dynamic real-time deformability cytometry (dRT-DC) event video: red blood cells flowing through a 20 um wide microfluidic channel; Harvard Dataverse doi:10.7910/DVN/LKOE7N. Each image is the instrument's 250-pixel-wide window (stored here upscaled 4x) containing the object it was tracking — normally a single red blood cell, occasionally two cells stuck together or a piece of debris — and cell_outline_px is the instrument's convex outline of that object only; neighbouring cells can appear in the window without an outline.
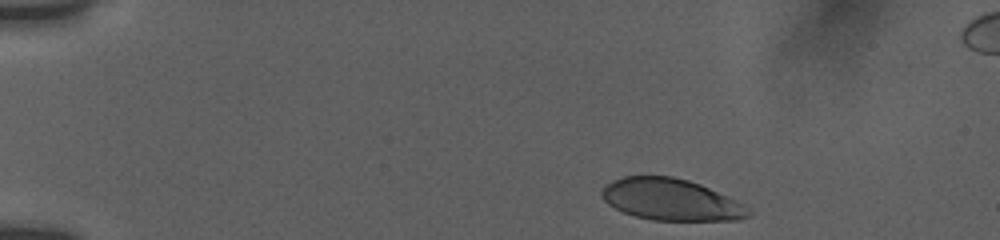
{"species": "human", "species_latin": "Homo sapiens", "temperature_condition": "room temperature", "stored_images_in_passage": 8, "camera_frame_rate_fps": 3000, "um_per_image_px": 0.085, "donor": {"sex": "female"}, "frame": {"image": 1, "passage_image": 1, "time_ms": 0.0, "image_size_px": [1000, 240], "cell_outline_px": [[752, 216], [736, 220], [652, 220], [636, 216], [624, 212], [608, 204], [600, 196], [600, 192], [612, 180], [624, 176], [672, 176], [688, 180], [700, 184], [736, 200], [752, 208]], "centroid_in_image_um": [57.07, 16.97], "position_along_channel_um": 27.9, "area_um2": 35.6}}
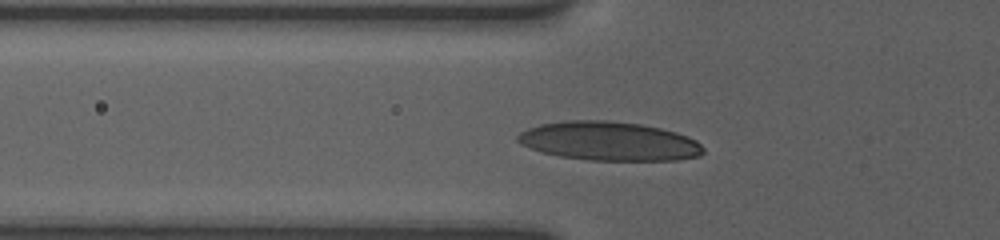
{"frame": {"image": 2, "passage_image": 6, "time_ms": 3.667, "image_size_px": [1000, 240], "cell_outline_px": [[704, 152], [700, 156], [676, 160], [588, 160], [560, 156], [540, 152], [520, 144], [516, 140], [516, 136], [520, 132], [528, 128], [540, 124], [564, 120], [604, 120], [640, 124], [660, 128], [676, 132], [688, 136], [696, 140], [704, 148]], "centroid_in_image_um": [51.75, 12.0], "position_along_channel_um": 74.0, "area_um2": 42.25}}
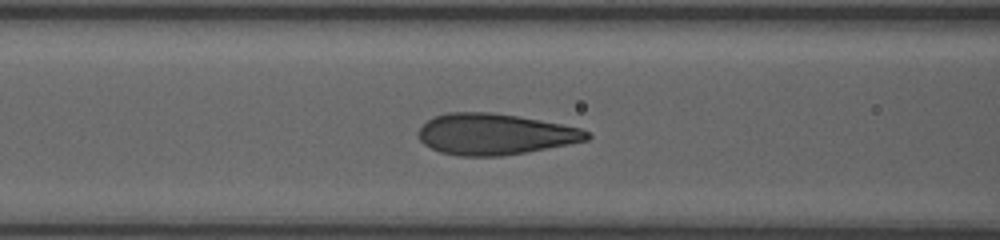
{"frame": {"image": 3, "passage_image": 8, "time_ms": 5.0, "image_size_px": [1000, 240], "cell_outline_px": [[592, 136], [588, 140], [568, 144], [524, 152], [500, 156], [460, 156], [440, 152], [424, 144], [416, 136], [420, 128], [428, 120], [436, 116], [448, 112], [488, 112], [516, 116], [560, 124], [580, 128], [588, 132]], "centroid_in_image_um": [42.03, 11.41], "position_along_channel_um": 124.6, "area_um2": 39.94}}